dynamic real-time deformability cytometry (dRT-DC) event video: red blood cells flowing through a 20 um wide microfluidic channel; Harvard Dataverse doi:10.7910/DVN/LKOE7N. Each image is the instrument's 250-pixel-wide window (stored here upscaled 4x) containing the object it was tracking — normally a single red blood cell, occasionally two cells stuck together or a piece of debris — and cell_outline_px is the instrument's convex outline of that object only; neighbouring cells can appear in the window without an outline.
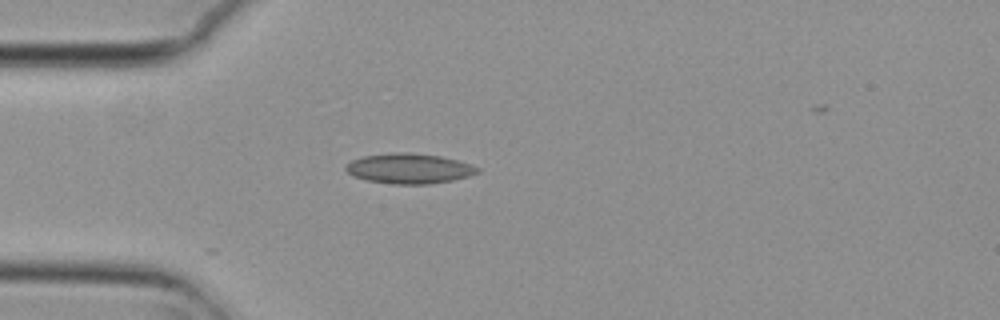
{"species": "common noctule bat (a hibernating species)", "species_latin": "Nyctalus noctula", "temperature_condition": "cold", "stored_images_in_passage": 3, "camera_frame_rate_fps": 3000, "um_per_image_px": 0.085, "animal": {"sex": "female", "body_mass_g": 29.2, "forearm_length_mm": 56.3}, "frame": {"image": 1, "passage_image": 3, "time_ms": 0.667, "image_size_px": [1000, 320], "cell_outline_px": [[480, 172], [468, 176], [452, 180], [428, 184], [392, 184], [368, 180], [356, 176], [348, 172], [344, 168], [352, 160], [364, 156], [400, 152], [408, 152], [440, 156], [456, 160], [480, 168]], "centroid_in_image_um": [34.8, 14.32], "position_along_channel_um": 50.2, "area_um2": 22.72}}